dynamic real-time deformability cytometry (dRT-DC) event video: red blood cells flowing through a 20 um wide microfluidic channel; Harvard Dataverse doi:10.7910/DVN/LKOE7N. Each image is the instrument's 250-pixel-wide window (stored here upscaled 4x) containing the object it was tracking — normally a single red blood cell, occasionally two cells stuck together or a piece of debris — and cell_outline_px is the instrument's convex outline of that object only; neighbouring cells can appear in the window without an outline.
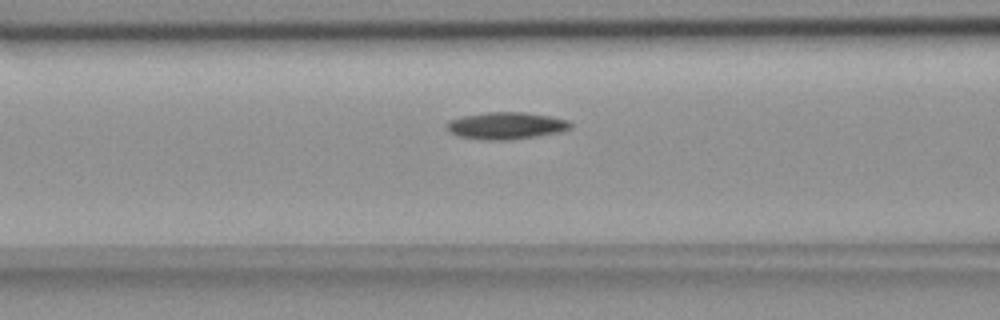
{"species": "common noctule bat (a hibernating species)", "species_latin": "Nyctalus noctula", "temperature_condition": "room temperature", "stored_images_in_passage": 14, "camera_frame_rate_fps": 3000, "um_per_image_px": 0.085, "animal": {"sex": "female", "body_mass_g": 18.4}, "frame": {"image": 1, "passage_image": 12, "time_ms": 3.667, "image_size_px": [1000, 320], "cell_outline_px": [[572, 128], [560, 132], [512, 140], [480, 140], [460, 136], [448, 132], [444, 128], [444, 124], [460, 116], [488, 112], [524, 112], [552, 116], [568, 120], [572, 124]], "centroid_in_image_um": [43.0, 10.68], "position_along_channel_um": 123.6, "area_um2": 19.83}}